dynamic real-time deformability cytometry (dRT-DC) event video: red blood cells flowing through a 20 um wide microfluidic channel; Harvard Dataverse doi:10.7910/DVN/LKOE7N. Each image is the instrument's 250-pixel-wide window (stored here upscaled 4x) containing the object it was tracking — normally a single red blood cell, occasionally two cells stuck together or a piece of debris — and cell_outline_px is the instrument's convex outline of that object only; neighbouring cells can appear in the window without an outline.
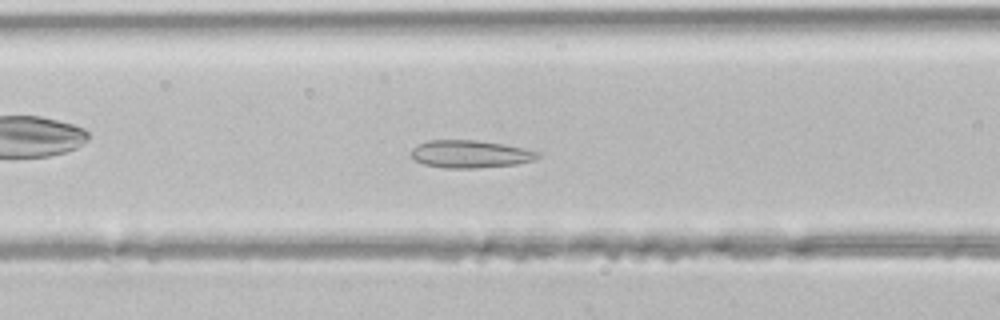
{"species": "common noctule bat (a hibernating species)", "species_latin": "Nyctalus noctula", "temperature_condition": "room temperature", "stored_images_in_passage": 43, "camera_frame_rate_fps": 3000, "um_per_image_px": 0.085, "animal": {"sex": "male", "body_mass_g": 21.5, "forearm_length_mm": 52.0}, "frame": {"image": 1, "passage_image": 17, "time_ms": 5.333, "image_size_px": [1000, 320], "cell_outline_px": [[540, 156], [532, 160], [516, 164], [476, 168], [444, 168], [424, 164], [416, 160], [412, 156], [412, 148], [416, 144], [428, 140], [476, 140], [504, 144], [524, 148], [540, 152]], "centroid_in_image_um": [39.96, 13.09], "position_along_channel_um": 126.6, "area_um2": 20.35}}
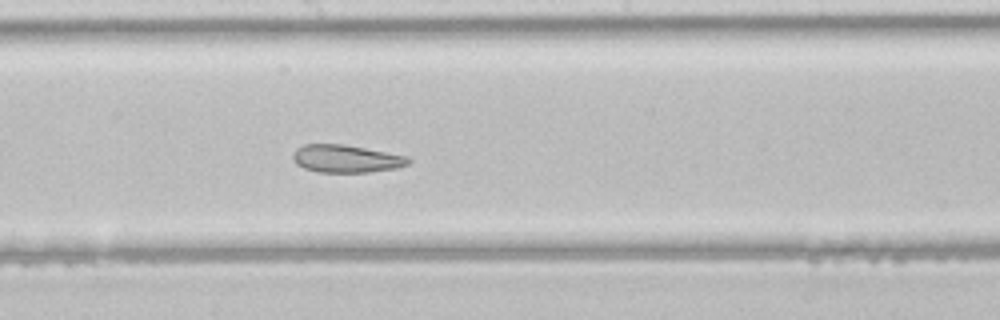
{"frame": {"image": 2, "passage_image": 23, "time_ms": 7.333, "image_size_px": [1000, 320], "cell_outline_px": [[412, 160], [408, 164], [396, 168], [368, 172], [316, 172], [304, 168], [296, 164], [292, 160], [292, 152], [296, 148], [304, 144], [344, 144], [408, 156]], "centroid_in_image_um": [29.39, 13.48], "position_along_channel_um": 218.8, "area_um2": 18.79}}
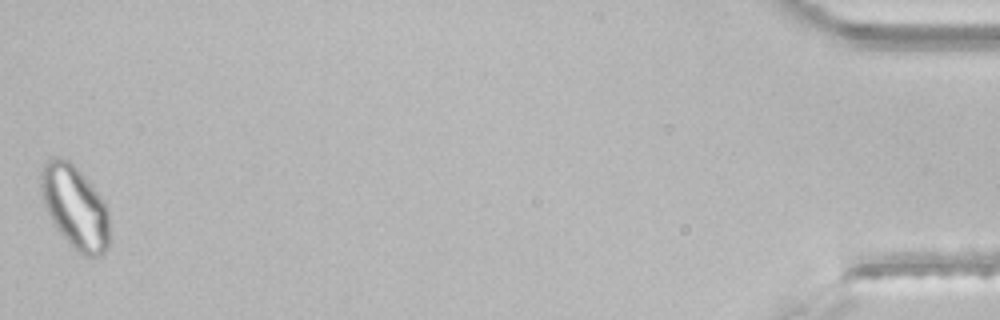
{"frame": {"image": 3, "passage_image": 43, "time_ms": 14.0, "image_size_px": [1000, 320], "cell_outline_px": [[108, 248], [104, 256], [84, 256], [68, 244], [52, 220], [44, 204], [40, 188], [40, 172], [44, 164], [48, 160], [56, 156], [68, 160], [84, 176], [100, 196], [108, 212]], "centroid_in_image_um": [6.36, 17.62], "position_along_channel_um": 428.8, "area_um2": 32.83}}